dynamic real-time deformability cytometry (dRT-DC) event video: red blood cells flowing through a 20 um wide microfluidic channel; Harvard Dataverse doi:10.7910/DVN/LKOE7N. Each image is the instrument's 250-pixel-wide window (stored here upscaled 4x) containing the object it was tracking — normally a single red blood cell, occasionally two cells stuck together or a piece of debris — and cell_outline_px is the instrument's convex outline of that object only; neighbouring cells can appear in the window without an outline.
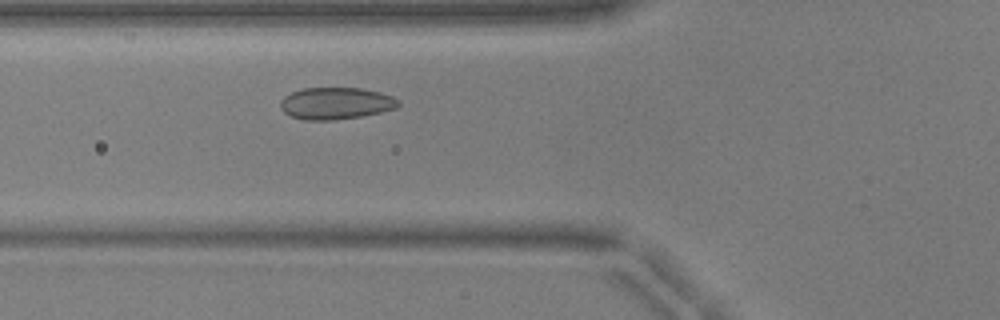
{"species": "common noctule bat (a hibernating species)", "species_latin": "Nyctalus noctula", "temperature_condition": "warm", "stored_images_in_passage": 42, "camera_frame_rate_fps": 3000, "um_per_image_px": 0.085, "animal": {"sex": "male", "body_mass_g": 17.9, "forearm_length_mm": 54.2}, "frame": {"image": 1, "passage_image": 10, "time_ms": 3.0, "image_size_px": [1000, 320], "cell_outline_px": [[400, 104], [396, 108], [380, 112], [360, 116], [336, 120], [304, 120], [292, 116], [284, 112], [280, 108], [280, 100], [284, 96], [292, 92], [304, 88], [360, 88], [380, 92], [392, 96], [400, 100]], "centroid_in_image_um": [28.54, 8.78], "position_along_channel_um": 97.3, "area_um2": 21.96}}
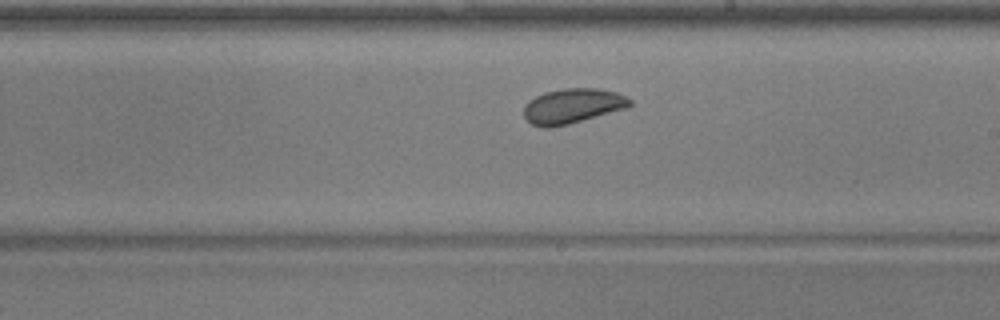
{"frame": {"image": 2, "passage_image": 21, "time_ms": 6.667, "image_size_px": [1000, 320], "cell_outline_px": [[632, 104], [628, 108], [568, 124], [548, 128], [544, 128], [532, 124], [524, 116], [524, 104], [528, 100], [544, 92], [564, 88], [600, 88], [616, 92], [632, 100]], "centroid_in_image_um": [48.67, 9.0], "position_along_channel_um": 240.3, "area_um2": 21.68}}
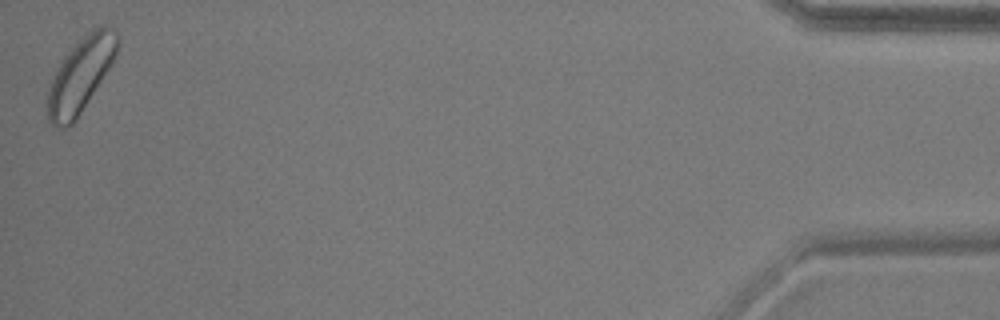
{"frame": {"image": 3, "passage_image": 42, "time_ms": 13.667, "image_size_px": [1000, 320], "cell_outline_px": [[120, 44], [116, 56], [76, 120], [68, 128], [60, 128], [52, 124], [48, 120], [44, 108], [44, 104], [48, 88], [56, 68], [68, 52], [80, 40], [96, 28], [108, 28], [116, 32], [120, 40]], "centroid_in_image_um": [6.79, 6.47], "position_along_channel_um": 428.4, "area_um2": 29.94}, "authors_computed_cell_mechanics": {"area_um2": 21.9351, "velocity_mm_per_s": 3.895, "shape_relaxation_time_tau1_ms": 5.4144, "shape_relaxation_time_tau2_ms": null, "deformation_change_tau1": 0.0947, "deformation_change_tau2": null}}